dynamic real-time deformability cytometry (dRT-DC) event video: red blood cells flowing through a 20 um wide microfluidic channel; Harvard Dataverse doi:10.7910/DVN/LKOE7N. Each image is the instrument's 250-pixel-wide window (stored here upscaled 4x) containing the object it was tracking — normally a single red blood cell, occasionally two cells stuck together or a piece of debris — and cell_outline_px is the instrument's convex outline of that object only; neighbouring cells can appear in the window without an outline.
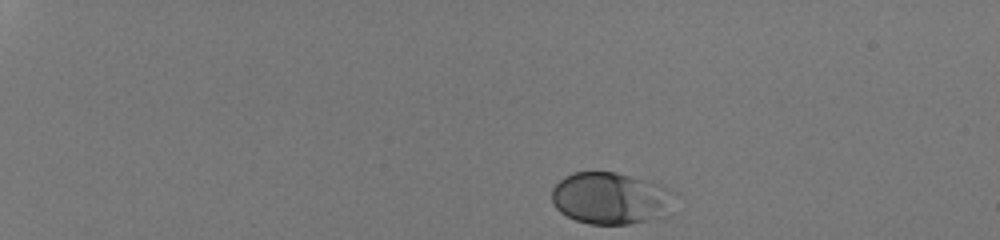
{"species": "human", "species_latin": "Homo sapiens", "temperature_condition": "room temperature", "stored_images_in_passage": 37, "camera_frame_rate_fps": 3000, "um_per_image_px": 0.085, "donor": {"sex": "male"}, "frame": {"image": 1, "passage_image": 1, "time_ms": 0.0, "image_size_px": [1000, 240], "cell_outline_px": [[644, 220], [628, 224], [588, 224], [576, 220], [560, 212], [552, 204], [552, 188], [564, 176], [572, 172], [616, 172], [628, 176], [636, 180], [644, 216]], "centroid_in_image_um": [50.89, 16.84], "position_along_channel_um": 34.1, "area_um2": 29.3}}
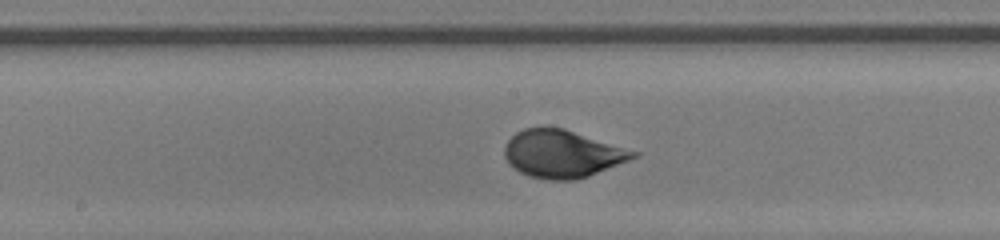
{"frame": {"image": 2, "passage_image": 22, "time_ms": 7.0, "image_size_px": [1000, 240], "cell_outline_px": [[640, 156], [588, 176], [572, 180], [548, 180], [528, 176], [520, 172], [508, 164], [504, 156], [504, 148], [508, 140], [516, 132], [524, 128], [564, 128], [640, 152]], "centroid_in_image_um": [47.8, 13.08], "position_along_channel_um": 200.4, "area_um2": 35.72}}
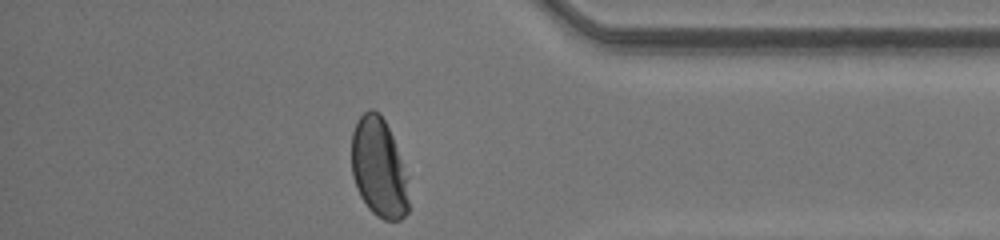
{"frame": {"image": 3, "passage_image": 37, "time_ms": 12.0, "image_size_px": [1000, 240], "cell_outline_px": [[408, 212], [400, 220], [384, 220], [376, 216], [368, 208], [360, 196], [356, 188], [352, 176], [352, 132], [356, 120], [368, 108], [372, 108], [380, 112], [392, 136], [408, 176]], "centroid_in_image_um": [32.2, 14.26], "position_along_channel_um": 403.0, "area_um2": 33.47}, "authors_computed_cell_mechanics": {"area_um2": 34.102, "velocity_mm_per_s": 4.2415, "shape_relaxation_time_tau1_ms": 3.6314, "shape_relaxation_time_tau2_ms": null, "deformation_change_tau1": 0.1619, "deformation_change_tau2": null}}